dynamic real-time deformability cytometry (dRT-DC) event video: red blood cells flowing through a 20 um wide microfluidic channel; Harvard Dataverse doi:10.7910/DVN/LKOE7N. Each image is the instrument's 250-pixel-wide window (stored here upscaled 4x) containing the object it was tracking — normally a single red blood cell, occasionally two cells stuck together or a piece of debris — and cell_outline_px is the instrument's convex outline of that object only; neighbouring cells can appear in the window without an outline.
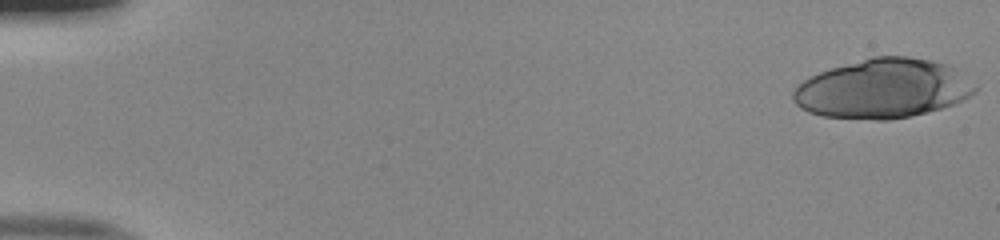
{"species": "human", "species_latin": "Homo sapiens", "temperature_condition": "room temperature", "stored_images_in_passage": 19, "camera_frame_rate_fps": 3000, "um_per_image_px": 0.085, "donor": {"sex": "male"}, "frame": {"image": 1, "passage_image": 1, "time_ms": 0.0, "image_size_px": [1000, 240], "cell_outline_px": [[976, 92], [952, 104], [928, 112], [912, 116], [888, 120], [876, 120], [820, 116], [808, 112], [800, 108], [792, 100], [792, 92], [804, 80], [820, 72], [832, 68], [872, 56], [908, 56], [932, 60], [944, 64], [952, 68], [976, 88]], "centroid_in_image_um": [74.97, 7.55], "position_along_channel_um": 10.0, "area_um2": 62.19}}